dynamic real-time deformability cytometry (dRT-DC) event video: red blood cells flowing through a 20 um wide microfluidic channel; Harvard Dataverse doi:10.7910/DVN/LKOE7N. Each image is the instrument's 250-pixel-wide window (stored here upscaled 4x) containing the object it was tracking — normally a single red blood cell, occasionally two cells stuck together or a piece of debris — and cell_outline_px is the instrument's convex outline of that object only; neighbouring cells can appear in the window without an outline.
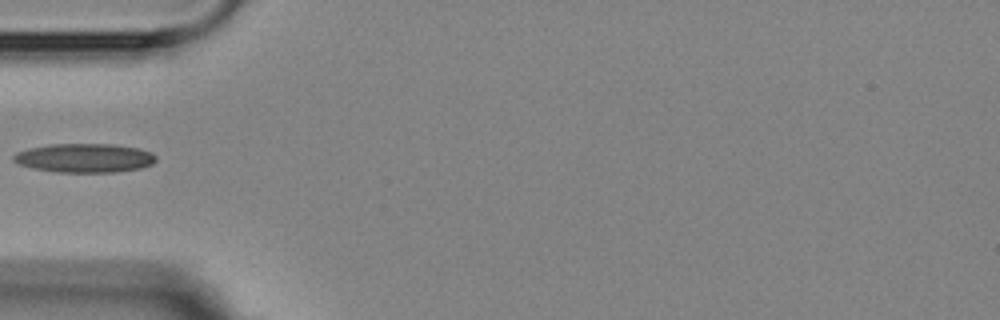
{"species": "Egyptian fruit bat (a non-hibernating species)", "species_latin": "Rousettus aegyptiacus", "temperature_condition": "room temperature", "stored_images_in_passage": 5, "camera_frame_rate_fps": 3000, "um_per_image_px": 0.085, "animal": {"sex": "female"}, "frame": {"image": 1, "passage_image": 5, "time_ms": 4.667, "image_size_px": [1000, 320], "cell_outline_px": [[156, 160], [152, 164], [140, 168], [116, 172], [56, 172], [32, 168], [20, 164], [12, 160], [12, 156], [16, 152], [28, 148], [48, 144], [112, 144], [136, 148], [152, 152], [156, 156]], "centroid_in_image_um": [7.16, 13.42], "position_along_channel_um": 77.8, "area_um2": 24.1}}